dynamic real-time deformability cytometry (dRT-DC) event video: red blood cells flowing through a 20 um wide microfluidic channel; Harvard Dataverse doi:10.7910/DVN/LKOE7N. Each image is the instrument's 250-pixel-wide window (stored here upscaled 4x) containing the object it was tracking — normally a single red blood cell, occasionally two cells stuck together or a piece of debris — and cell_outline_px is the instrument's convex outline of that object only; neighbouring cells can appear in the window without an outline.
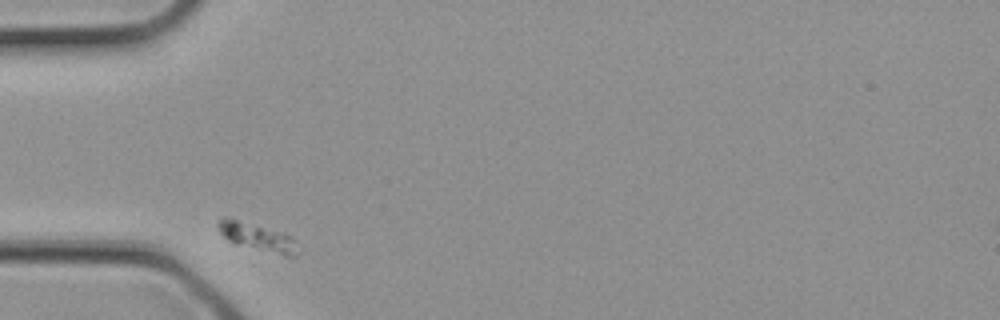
{"species": "common noctule bat (a hibernating species)", "species_latin": "Nyctalus noctula", "temperature_condition": "cold", "stored_images_in_passage": 2, "camera_frame_rate_fps": 3000, "um_per_image_px": 0.085, "animal": {"sex": "female", "body_mass_g": 21.9}, "frame": {"image": 1, "passage_image": 1, "time_ms": 0.0, "image_size_px": [1000, 320], "cell_outline_px": [[296, 256], [292, 260], [232, 244], [220, 232], [220, 216], [224, 216], [280, 232], [292, 236]], "centroid_in_image_um": [21.89, 20.23], "position_along_channel_um": 63.1, "area_um2": 13.06}}
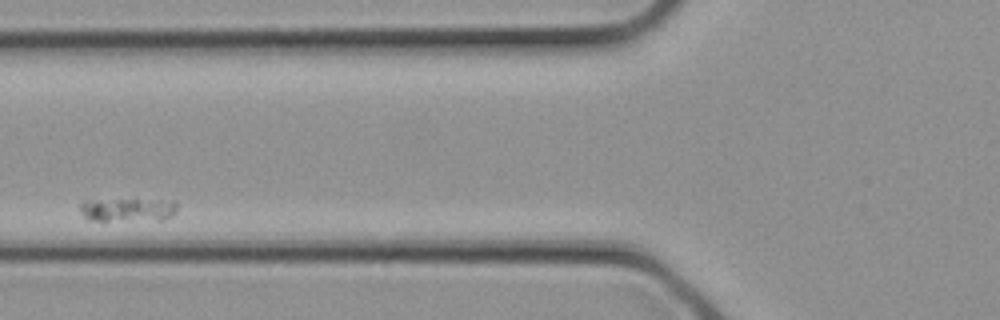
{"frame": {"image": 2, "passage_image": 2, "time_ms": 0.333, "image_size_px": [1000, 320], "cell_outline_px": [[176, 212], [172, 216], [160, 220], [92, 220], [84, 216], [80, 212], [80, 204], [84, 200], [176, 200]], "centroid_in_image_um": [10.88, 17.82], "position_along_channel_um": 114.9, "area_um2": 13.18}}